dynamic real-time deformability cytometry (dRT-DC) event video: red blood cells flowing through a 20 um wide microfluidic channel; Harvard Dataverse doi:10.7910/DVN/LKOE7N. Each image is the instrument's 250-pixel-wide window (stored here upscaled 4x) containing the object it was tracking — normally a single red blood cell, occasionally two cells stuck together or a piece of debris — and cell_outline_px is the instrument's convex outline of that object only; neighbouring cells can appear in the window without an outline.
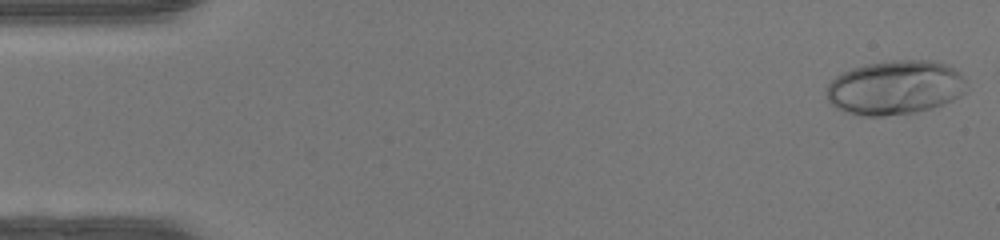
{"species": "human", "species_latin": "Homo sapiens", "temperature_condition": "warm", "stored_images_in_passage": 15, "camera_frame_rate_fps": 3000, "um_per_image_px": 0.085, "donor": {"sex": "female"}, "frame": {"image": 1, "passage_image": 1, "time_ms": 0.0, "image_size_px": [1000, 240], "cell_outline_px": [[964, 92], [960, 96], [944, 104], [932, 108], [916, 112], [884, 116], [864, 116], [844, 112], [836, 108], [828, 100], [828, 84], [836, 76], [852, 68], [864, 64], [892, 60], [932, 60], [944, 64], [960, 72], [964, 80]], "centroid_in_image_um": [76.07, 7.45], "position_along_channel_um": 8.9, "area_um2": 44.16}}